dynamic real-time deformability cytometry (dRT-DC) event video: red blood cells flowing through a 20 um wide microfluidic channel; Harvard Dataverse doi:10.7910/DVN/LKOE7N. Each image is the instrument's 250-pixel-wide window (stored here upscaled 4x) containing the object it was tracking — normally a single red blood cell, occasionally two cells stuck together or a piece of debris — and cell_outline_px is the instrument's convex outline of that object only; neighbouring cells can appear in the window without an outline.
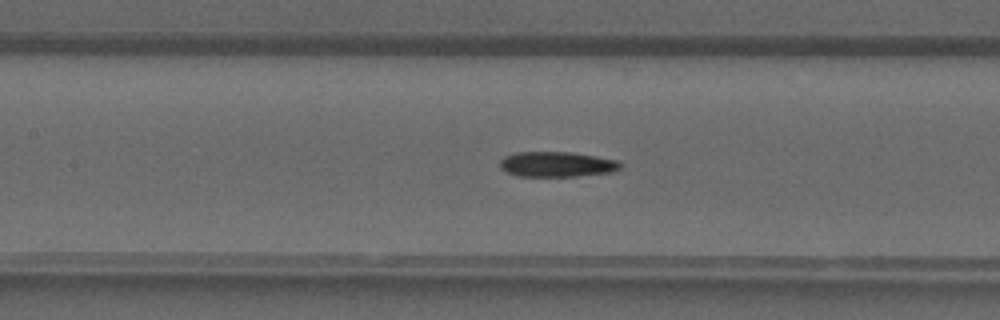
{"species": "common noctule bat (a hibernating species)", "species_latin": "Nyctalus noctula", "temperature_condition": "warm", "stored_images_in_passage": 42, "camera_frame_rate_fps": 3000, "um_per_image_px": 0.085, "animal": {"sex": "male", "forearm_length_mm": 52.5}, "frame": {"image": 1, "passage_image": 19, "time_ms": 6.0, "image_size_px": [1000, 320], "cell_outline_px": [[620, 168], [616, 172], [576, 176], [520, 176], [508, 172], [500, 168], [500, 160], [504, 156], [516, 152], [572, 152], [596, 156], [616, 160], [620, 164]], "centroid_in_image_um": [47.34, 13.96], "position_along_channel_um": 160.1, "area_um2": 17.69}}
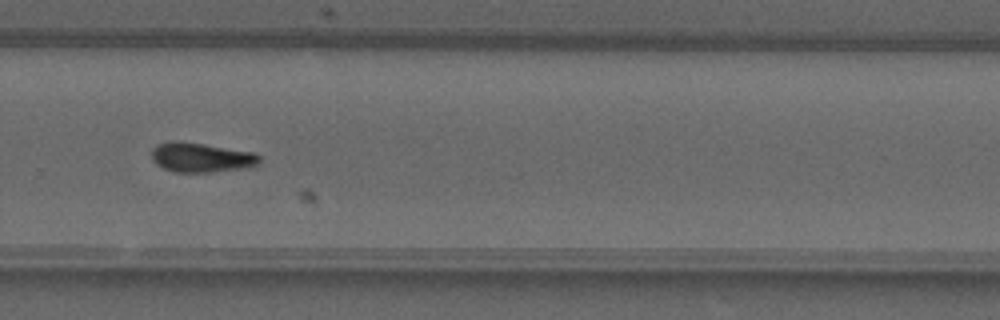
{"frame": {"image": 2, "passage_image": 28, "time_ms": 9.0, "image_size_px": [1000, 320], "cell_outline_px": [[260, 164], [236, 168], [208, 172], [176, 172], [164, 168], [156, 164], [152, 160], [152, 148], [156, 144], [176, 140], [256, 152], [260, 156]], "centroid_in_image_um": [17.07, 13.36], "position_along_channel_um": 312.7, "area_um2": 18.38}}
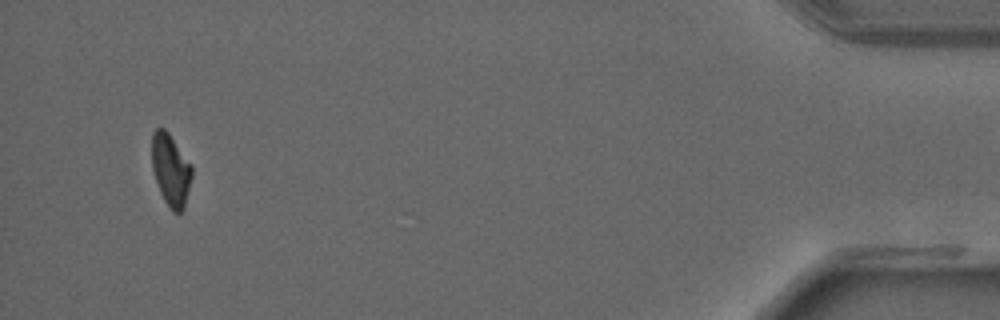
{"frame": {"image": 3, "passage_image": 39, "time_ms": 12.667, "image_size_px": [1000, 320], "cell_outline_px": [[192, 176], [184, 208], [180, 212], [172, 212], [164, 200], [160, 192], [152, 168], [152, 132], [156, 128], [164, 128], [168, 132], [192, 164]], "centroid_in_image_um": [14.52, 14.43], "position_along_channel_um": 420.7, "area_um2": 16.82}}